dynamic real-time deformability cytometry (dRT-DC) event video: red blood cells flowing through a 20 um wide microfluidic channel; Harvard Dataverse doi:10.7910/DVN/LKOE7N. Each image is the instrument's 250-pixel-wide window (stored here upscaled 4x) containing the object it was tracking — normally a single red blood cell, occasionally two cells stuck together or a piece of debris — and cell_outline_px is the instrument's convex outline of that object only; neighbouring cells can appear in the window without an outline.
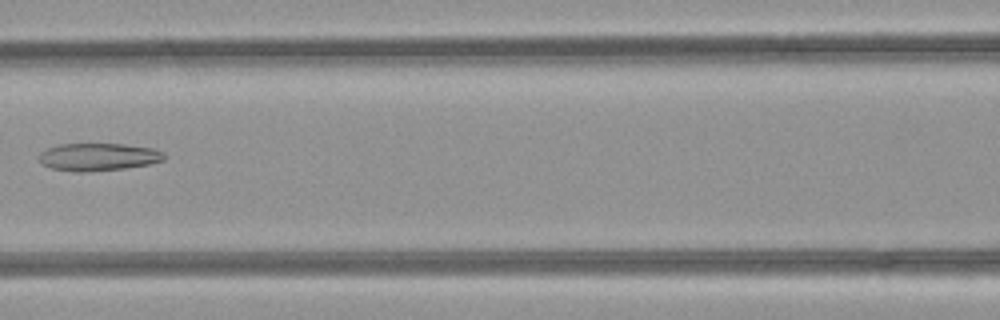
{"species": "common noctule bat (a hibernating species)", "species_latin": "Nyctalus noctula", "temperature_condition": "room temperature", "stored_images_in_passage": 3, "camera_frame_rate_fps": 3000, "um_per_image_px": 0.085, "animal": {"sex": "female", "body_mass_g": 21.9}, "frame": {"image": 1, "passage_image": 3, "time_ms": 0.667, "image_size_px": [1000, 320], "cell_outline_px": [[164, 160], [148, 164], [124, 168], [88, 172], [76, 172], [52, 168], [44, 164], [40, 160], [40, 152], [48, 148], [60, 144], [124, 144], [152, 148], [164, 152]], "centroid_in_image_um": [8.37, 13.34], "position_along_channel_um": 158.2, "area_um2": 19.94}}